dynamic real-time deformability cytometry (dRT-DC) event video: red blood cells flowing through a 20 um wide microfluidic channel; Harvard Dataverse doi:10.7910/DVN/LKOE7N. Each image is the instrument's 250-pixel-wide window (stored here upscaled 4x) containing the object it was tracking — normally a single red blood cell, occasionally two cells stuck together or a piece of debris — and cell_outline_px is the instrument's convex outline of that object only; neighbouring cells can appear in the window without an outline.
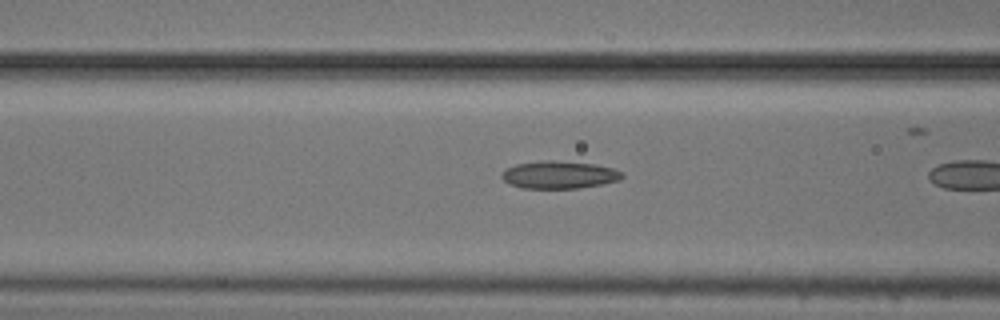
{"species": "common noctule bat (a hibernating species)", "species_latin": "Nyctalus noctula", "temperature_condition": "cold", "stored_images_in_passage": 10, "camera_frame_rate_fps": 3000, "um_per_image_px": 0.085, "animal": {"sex": "male", "body_mass_g": 20.5, "forearm_length_mm": 52.5}, "frame": {"image": 1, "passage_image": 9, "time_ms": 2.667, "image_size_px": [1000, 320], "cell_outline_px": [[624, 176], [620, 180], [604, 184], [576, 188], [520, 188], [508, 184], [500, 176], [508, 168], [516, 164], [544, 160], [552, 160], [596, 164], [612, 168], [624, 172]], "centroid_in_image_um": [47.56, 14.86], "position_along_channel_um": 119.0, "area_um2": 19.42}}